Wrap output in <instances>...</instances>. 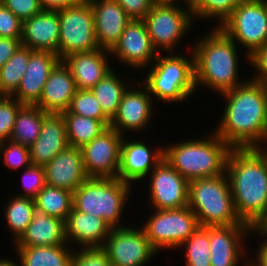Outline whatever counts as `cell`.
<instances>
[{"instance_id": "cell-49", "label": "cell", "mask_w": 267, "mask_h": 266, "mask_svg": "<svg viewBox=\"0 0 267 266\" xmlns=\"http://www.w3.org/2000/svg\"><path fill=\"white\" fill-rule=\"evenodd\" d=\"M254 233L267 240V215L253 228L252 234Z\"/></svg>"}, {"instance_id": "cell-37", "label": "cell", "mask_w": 267, "mask_h": 266, "mask_svg": "<svg viewBox=\"0 0 267 266\" xmlns=\"http://www.w3.org/2000/svg\"><path fill=\"white\" fill-rule=\"evenodd\" d=\"M62 113H72L87 118L101 120L107 127L110 126V119L103 113L101 106L91 90L77 89L71 99L69 108Z\"/></svg>"}, {"instance_id": "cell-25", "label": "cell", "mask_w": 267, "mask_h": 266, "mask_svg": "<svg viewBox=\"0 0 267 266\" xmlns=\"http://www.w3.org/2000/svg\"><path fill=\"white\" fill-rule=\"evenodd\" d=\"M111 229L102 218L74 209L65 221L67 244L75 243L79 248L103 247Z\"/></svg>"}, {"instance_id": "cell-10", "label": "cell", "mask_w": 267, "mask_h": 266, "mask_svg": "<svg viewBox=\"0 0 267 266\" xmlns=\"http://www.w3.org/2000/svg\"><path fill=\"white\" fill-rule=\"evenodd\" d=\"M60 36L58 56L63 60L70 54L99 49L95 36L93 10L88 0L59 10Z\"/></svg>"}, {"instance_id": "cell-34", "label": "cell", "mask_w": 267, "mask_h": 266, "mask_svg": "<svg viewBox=\"0 0 267 266\" xmlns=\"http://www.w3.org/2000/svg\"><path fill=\"white\" fill-rule=\"evenodd\" d=\"M31 50L20 46L13 56L0 68V95L12 96L26 72Z\"/></svg>"}, {"instance_id": "cell-14", "label": "cell", "mask_w": 267, "mask_h": 266, "mask_svg": "<svg viewBox=\"0 0 267 266\" xmlns=\"http://www.w3.org/2000/svg\"><path fill=\"white\" fill-rule=\"evenodd\" d=\"M149 174V204L152 209L170 210L188 207L189 182L164 158Z\"/></svg>"}, {"instance_id": "cell-41", "label": "cell", "mask_w": 267, "mask_h": 266, "mask_svg": "<svg viewBox=\"0 0 267 266\" xmlns=\"http://www.w3.org/2000/svg\"><path fill=\"white\" fill-rule=\"evenodd\" d=\"M74 250L71 266H110L108 254L103 247Z\"/></svg>"}, {"instance_id": "cell-26", "label": "cell", "mask_w": 267, "mask_h": 266, "mask_svg": "<svg viewBox=\"0 0 267 266\" xmlns=\"http://www.w3.org/2000/svg\"><path fill=\"white\" fill-rule=\"evenodd\" d=\"M69 146L62 114L49 113L43 121L40 135L29 147L31 162L44 166Z\"/></svg>"}, {"instance_id": "cell-29", "label": "cell", "mask_w": 267, "mask_h": 266, "mask_svg": "<svg viewBox=\"0 0 267 266\" xmlns=\"http://www.w3.org/2000/svg\"><path fill=\"white\" fill-rule=\"evenodd\" d=\"M46 113L35 105H23L16 114L10 141L30 147L40 135Z\"/></svg>"}, {"instance_id": "cell-7", "label": "cell", "mask_w": 267, "mask_h": 266, "mask_svg": "<svg viewBox=\"0 0 267 266\" xmlns=\"http://www.w3.org/2000/svg\"><path fill=\"white\" fill-rule=\"evenodd\" d=\"M132 187L120 178H88L73 192V209L102 218L112 229L125 227L120 221Z\"/></svg>"}, {"instance_id": "cell-42", "label": "cell", "mask_w": 267, "mask_h": 266, "mask_svg": "<svg viewBox=\"0 0 267 266\" xmlns=\"http://www.w3.org/2000/svg\"><path fill=\"white\" fill-rule=\"evenodd\" d=\"M23 22L0 2V37L22 38Z\"/></svg>"}, {"instance_id": "cell-44", "label": "cell", "mask_w": 267, "mask_h": 266, "mask_svg": "<svg viewBox=\"0 0 267 266\" xmlns=\"http://www.w3.org/2000/svg\"><path fill=\"white\" fill-rule=\"evenodd\" d=\"M247 61L255 68V75L250 80L267 86V44L256 49Z\"/></svg>"}, {"instance_id": "cell-8", "label": "cell", "mask_w": 267, "mask_h": 266, "mask_svg": "<svg viewBox=\"0 0 267 266\" xmlns=\"http://www.w3.org/2000/svg\"><path fill=\"white\" fill-rule=\"evenodd\" d=\"M178 3H155L143 19L158 53H177L175 47L194 25L189 0L181 1L180 6Z\"/></svg>"}, {"instance_id": "cell-46", "label": "cell", "mask_w": 267, "mask_h": 266, "mask_svg": "<svg viewBox=\"0 0 267 266\" xmlns=\"http://www.w3.org/2000/svg\"><path fill=\"white\" fill-rule=\"evenodd\" d=\"M21 45V39L0 37V68L13 56Z\"/></svg>"}, {"instance_id": "cell-36", "label": "cell", "mask_w": 267, "mask_h": 266, "mask_svg": "<svg viewBox=\"0 0 267 266\" xmlns=\"http://www.w3.org/2000/svg\"><path fill=\"white\" fill-rule=\"evenodd\" d=\"M209 227L200 226L182 246L185 252L186 266H211Z\"/></svg>"}, {"instance_id": "cell-23", "label": "cell", "mask_w": 267, "mask_h": 266, "mask_svg": "<svg viewBox=\"0 0 267 266\" xmlns=\"http://www.w3.org/2000/svg\"><path fill=\"white\" fill-rule=\"evenodd\" d=\"M77 91L75 80L68 66L60 60L44 84L42 95L35 106L46 113L61 114L70 105Z\"/></svg>"}, {"instance_id": "cell-15", "label": "cell", "mask_w": 267, "mask_h": 266, "mask_svg": "<svg viewBox=\"0 0 267 266\" xmlns=\"http://www.w3.org/2000/svg\"><path fill=\"white\" fill-rule=\"evenodd\" d=\"M136 84L134 85L138 89H133L132 83L128 86V89L123 94L116 115L110 121L109 127L122 136L126 135V132L131 131L133 133L134 131L135 133L147 129V125L151 123L154 117L153 97L143 82L139 81Z\"/></svg>"}, {"instance_id": "cell-40", "label": "cell", "mask_w": 267, "mask_h": 266, "mask_svg": "<svg viewBox=\"0 0 267 266\" xmlns=\"http://www.w3.org/2000/svg\"><path fill=\"white\" fill-rule=\"evenodd\" d=\"M22 174L21 183L25 192H19L18 196L34 199L39 191L46 186L44 167L31 164L24 169Z\"/></svg>"}, {"instance_id": "cell-9", "label": "cell", "mask_w": 267, "mask_h": 266, "mask_svg": "<svg viewBox=\"0 0 267 266\" xmlns=\"http://www.w3.org/2000/svg\"><path fill=\"white\" fill-rule=\"evenodd\" d=\"M141 226L157 252L161 249L179 248L200 227L196 215L189 207L154 209Z\"/></svg>"}, {"instance_id": "cell-18", "label": "cell", "mask_w": 267, "mask_h": 266, "mask_svg": "<svg viewBox=\"0 0 267 266\" xmlns=\"http://www.w3.org/2000/svg\"><path fill=\"white\" fill-rule=\"evenodd\" d=\"M125 138V139H124ZM121 144V166L118 174L124 182L133 184L148 179V175L163 158V146L150 148L141 140L128 141L124 137Z\"/></svg>"}, {"instance_id": "cell-20", "label": "cell", "mask_w": 267, "mask_h": 266, "mask_svg": "<svg viewBox=\"0 0 267 266\" xmlns=\"http://www.w3.org/2000/svg\"><path fill=\"white\" fill-rule=\"evenodd\" d=\"M59 61V56L53 52L33 50L19 88L12 96L23 105H35L50 72Z\"/></svg>"}, {"instance_id": "cell-38", "label": "cell", "mask_w": 267, "mask_h": 266, "mask_svg": "<svg viewBox=\"0 0 267 266\" xmlns=\"http://www.w3.org/2000/svg\"><path fill=\"white\" fill-rule=\"evenodd\" d=\"M0 155L3 157V164L12 171L23 167L25 169L32 164L29 147L10 140L0 143Z\"/></svg>"}, {"instance_id": "cell-6", "label": "cell", "mask_w": 267, "mask_h": 266, "mask_svg": "<svg viewBox=\"0 0 267 266\" xmlns=\"http://www.w3.org/2000/svg\"><path fill=\"white\" fill-rule=\"evenodd\" d=\"M175 54H158L151 64L148 74L141 82L147 87L153 100L156 98L169 104L184 102L195 93L194 56ZM163 55V56H162ZM188 97V98H187Z\"/></svg>"}, {"instance_id": "cell-5", "label": "cell", "mask_w": 267, "mask_h": 266, "mask_svg": "<svg viewBox=\"0 0 267 266\" xmlns=\"http://www.w3.org/2000/svg\"><path fill=\"white\" fill-rule=\"evenodd\" d=\"M188 207L203 227L246 224L236 213L226 172L189 181Z\"/></svg>"}, {"instance_id": "cell-48", "label": "cell", "mask_w": 267, "mask_h": 266, "mask_svg": "<svg viewBox=\"0 0 267 266\" xmlns=\"http://www.w3.org/2000/svg\"><path fill=\"white\" fill-rule=\"evenodd\" d=\"M257 255L254 260L251 259L249 266H267V240H263L259 243L258 249H256ZM256 260V261H255Z\"/></svg>"}, {"instance_id": "cell-50", "label": "cell", "mask_w": 267, "mask_h": 266, "mask_svg": "<svg viewBox=\"0 0 267 266\" xmlns=\"http://www.w3.org/2000/svg\"><path fill=\"white\" fill-rule=\"evenodd\" d=\"M0 266H21L20 262H15L13 259L7 257L0 258Z\"/></svg>"}, {"instance_id": "cell-22", "label": "cell", "mask_w": 267, "mask_h": 266, "mask_svg": "<svg viewBox=\"0 0 267 266\" xmlns=\"http://www.w3.org/2000/svg\"><path fill=\"white\" fill-rule=\"evenodd\" d=\"M60 22L58 11H44L23 21L22 46L34 51H49L58 55Z\"/></svg>"}, {"instance_id": "cell-24", "label": "cell", "mask_w": 267, "mask_h": 266, "mask_svg": "<svg viewBox=\"0 0 267 266\" xmlns=\"http://www.w3.org/2000/svg\"><path fill=\"white\" fill-rule=\"evenodd\" d=\"M110 51L95 49L68 55L63 62L71 71L76 88L91 90L113 68L109 66ZM108 57V58H107Z\"/></svg>"}, {"instance_id": "cell-35", "label": "cell", "mask_w": 267, "mask_h": 266, "mask_svg": "<svg viewBox=\"0 0 267 266\" xmlns=\"http://www.w3.org/2000/svg\"><path fill=\"white\" fill-rule=\"evenodd\" d=\"M240 2L241 0H189L193 19L215 18L218 24L214 27H220Z\"/></svg>"}, {"instance_id": "cell-3", "label": "cell", "mask_w": 267, "mask_h": 266, "mask_svg": "<svg viewBox=\"0 0 267 266\" xmlns=\"http://www.w3.org/2000/svg\"><path fill=\"white\" fill-rule=\"evenodd\" d=\"M193 43L195 88L204 86L214 92L225 93L242 85L239 78L238 43L229 38L219 27ZM240 79V81H239ZM199 86V87H198Z\"/></svg>"}, {"instance_id": "cell-2", "label": "cell", "mask_w": 267, "mask_h": 266, "mask_svg": "<svg viewBox=\"0 0 267 266\" xmlns=\"http://www.w3.org/2000/svg\"><path fill=\"white\" fill-rule=\"evenodd\" d=\"M225 172L238 217L255 228L267 215V148L231 149Z\"/></svg>"}, {"instance_id": "cell-51", "label": "cell", "mask_w": 267, "mask_h": 266, "mask_svg": "<svg viewBox=\"0 0 267 266\" xmlns=\"http://www.w3.org/2000/svg\"><path fill=\"white\" fill-rule=\"evenodd\" d=\"M154 3H174V2H179L183 0H153Z\"/></svg>"}, {"instance_id": "cell-47", "label": "cell", "mask_w": 267, "mask_h": 266, "mask_svg": "<svg viewBox=\"0 0 267 266\" xmlns=\"http://www.w3.org/2000/svg\"><path fill=\"white\" fill-rule=\"evenodd\" d=\"M44 11H59L77 5L81 0H38Z\"/></svg>"}, {"instance_id": "cell-52", "label": "cell", "mask_w": 267, "mask_h": 266, "mask_svg": "<svg viewBox=\"0 0 267 266\" xmlns=\"http://www.w3.org/2000/svg\"><path fill=\"white\" fill-rule=\"evenodd\" d=\"M243 2H267V0H241Z\"/></svg>"}, {"instance_id": "cell-32", "label": "cell", "mask_w": 267, "mask_h": 266, "mask_svg": "<svg viewBox=\"0 0 267 266\" xmlns=\"http://www.w3.org/2000/svg\"><path fill=\"white\" fill-rule=\"evenodd\" d=\"M37 211L66 221L73 209V193L69 190L46 185L34 198Z\"/></svg>"}, {"instance_id": "cell-45", "label": "cell", "mask_w": 267, "mask_h": 266, "mask_svg": "<svg viewBox=\"0 0 267 266\" xmlns=\"http://www.w3.org/2000/svg\"><path fill=\"white\" fill-rule=\"evenodd\" d=\"M131 20H143L155 4L153 0H115Z\"/></svg>"}, {"instance_id": "cell-30", "label": "cell", "mask_w": 267, "mask_h": 266, "mask_svg": "<svg viewBox=\"0 0 267 266\" xmlns=\"http://www.w3.org/2000/svg\"><path fill=\"white\" fill-rule=\"evenodd\" d=\"M121 80L114 70L107 73L92 89L103 113L112 120L118 111L123 94L128 89V83Z\"/></svg>"}, {"instance_id": "cell-12", "label": "cell", "mask_w": 267, "mask_h": 266, "mask_svg": "<svg viewBox=\"0 0 267 266\" xmlns=\"http://www.w3.org/2000/svg\"><path fill=\"white\" fill-rule=\"evenodd\" d=\"M132 226L111 229L103 246L110 266H145L157 255L143 228Z\"/></svg>"}, {"instance_id": "cell-17", "label": "cell", "mask_w": 267, "mask_h": 266, "mask_svg": "<svg viewBox=\"0 0 267 266\" xmlns=\"http://www.w3.org/2000/svg\"><path fill=\"white\" fill-rule=\"evenodd\" d=\"M253 228L248 224L209 226L211 266H239L245 254V236ZM244 239V240H243ZM243 266H249L248 260Z\"/></svg>"}, {"instance_id": "cell-13", "label": "cell", "mask_w": 267, "mask_h": 266, "mask_svg": "<svg viewBox=\"0 0 267 266\" xmlns=\"http://www.w3.org/2000/svg\"><path fill=\"white\" fill-rule=\"evenodd\" d=\"M124 137L108 127L80 148L84 169L89 178H118Z\"/></svg>"}, {"instance_id": "cell-21", "label": "cell", "mask_w": 267, "mask_h": 266, "mask_svg": "<svg viewBox=\"0 0 267 266\" xmlns=\"http://www.w3.org/2000/svg\"><path fill=\"white\" fill-rule=\"evenodd\" d=\"M93 10L98 47L111 50L118 42L130 18L115 0H88Z\"/></svg>"}, {"instance_id": "cell-27", "label": "cell", "mask_w": 267, "mask_h": 266, "mask_svg": "<svg viewBox=\"0 0 267 266\" xmlns=\"http://www.w3.org/2000/svg\"><path fill=\"white\" fill-rule=\"evenodd\" d=\"M14 245L15 247L67 245L65 222L36 210L25 233Z\"/></svg>"}, {"instance_id": "cell-19", "label": "cell", "mask_w": 267, "mask_h": 266, "mask_svg": "<svg viewBox=\"0 0 267 266\" xmlns=\"http://www.w3.org/2000/svg\"><path fill=\"white\" fill-rule=\"evenodd\" d=\"M43 167L46 185L72 193L89 178L84 169L81 149L77 147L68 146Z\"/></svg>"}, {"instance_id": "cell-28", "label": "cell", "mask_w": 267, "mask_h": 266, "mask_svg": "<svg viewBox=\"0 0 267 266\" xmlns=\"http://www.w3.org/2000/svg\"><path fill=\"white\" fill-rule=\"evenodd\" d=\"M72 245L14 247L21 266H71ZM70 247V248H69ZM71 249V250H70ZM73 249V250H72Z\"/></svg>"}, {"instance_id": "cell-4", "label": "cell", "mask_w": 267, "mask_h": 266, "mask_svg": "<svg viewBox=\"0 0 267 266\" xmlns=\"http://www.w3.org/2000/svg\"><path fill=\"white\" fill-rule=\"evenodd\" d=\"M198 139L163 147V158L188 182L223 175L232 149L214 131Z\"/></svg>"}, {"instance_id": "cell-1", "label": "cell", "mask_w": 267, "mask_h": 266, "mask_svg": "<svg viewBox=\"0 0 267 266\" xmlns=\"http://www.w3.org/2000/svg\"><path fill=\"white\" fill-rule=\"evenodd\" d=\"M220 96L226 105L213 131L232 149L267 148V86L247 79Z\"/></svg>"}, {"instance_id": "cell-33", "label": "cell", "mask_w": 267, "mask_h": 266, "mask_svg": "<svg viewBox=\"0 0 267 266\" xmlns=\"http://www.w3.org/2000/svg\"><path fill=\"white\" fill-rule=\"evenodd\" d=\"M36 211L34 199L21 197L16 194L9 199L4 207V219L8 230L13 234L16 243L25 233Z\"/></svg>"}, {"instance_id": "cell-43", "label": "cell", "mask_w": 267, "mask_h": 266, "mask_svg": "<svg viewBox=\"0 0 267 266\" xmlns=\"http://www.w3.org/2000/svg\"><path fill=\"white\" fill-rule=\"evenodd\" d=\"M0 2L22 22L43 10L38 0H0Z\"/></svg>"}, {"instance_id": "cell-31", "label": "cell", "mask_w": 267, "mask_h": 266, "mask_svg": "<svg viewBox=\"0 0 267 266\" xmlns=\"http://www.w3.org/2000/svg\"><path fill=\"white\" fill-rule=\"evenodd\" d=\"M61 114L65 121L68 144L71 147L82 148L108 128L101 120L72 113Z\"/></svg>"}, {"instance_id": "cell-39", "label": "cell", "mask_w": 267, "mask_h": 266, "mask_svg": "<svg viewBox=\"0 0 267 266\" xmlns=\"http://www.w3.org/2000/svg\"><path fill=\"white\" fill-rule=\"evenodd\" d=\"M22 106L13 96L0 95V143L10 139L16 114Z\"/></svg>"}, {"instance_id": "cell-16", "label": "cell", "mask_w": 267, "mask_h": 266, "mask_svg": "<svg viewBox=\"0 0 267 266\" xmlns=\"http://www.w3.org/2000/svg\"><path fill=\"white\" fill-rule=\"evenodd\" d=\"M158 54L143 20H130L120 39L110 50V55L115 60L134 70L149 68Z\"/></svg>"}, {"instance_id": "cell-11", "label": "cell", "mask_w": 267, "mask_h": 266, "mask_svg": "<svg viewBox=\"0 0 267 266\" xmlns=\"http://www.w3.org/2000/svg\"><path fill=\"white\" fill-rule=\"evenodd\" d=\"M235 43L246 48L249 57L256 49L267 44L266 2H243L219 27Z\"/></svg>"}]
</instances>
